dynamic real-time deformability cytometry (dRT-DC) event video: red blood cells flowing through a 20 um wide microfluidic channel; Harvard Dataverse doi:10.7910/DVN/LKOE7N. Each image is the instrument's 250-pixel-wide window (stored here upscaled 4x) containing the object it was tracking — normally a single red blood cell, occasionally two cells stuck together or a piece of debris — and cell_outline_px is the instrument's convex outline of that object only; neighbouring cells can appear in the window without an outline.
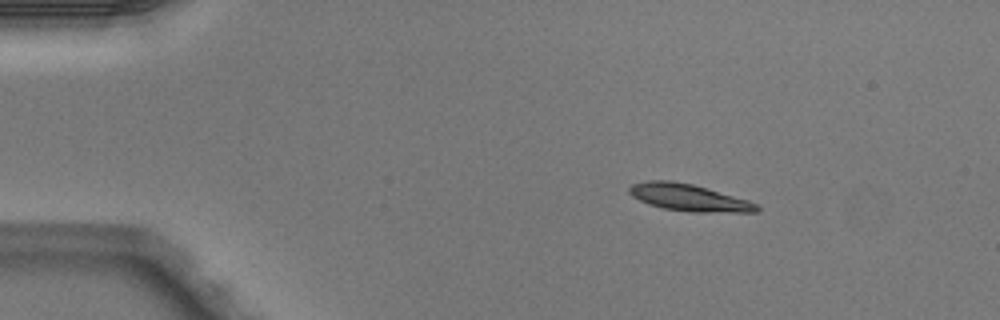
{"species": "Egyptian fruit bat (a non-hibernating species)", "species_latin": "Rousettus aegyptiacus", "temperature_condition": "warm", "stored_images_in_passage": 7, "camera_frame_rate_fps": 3000, "um_per_image_px": 0.085, "animal": {"sex": "male"}, "frame": {"image": 1, "passage_image": 2, "time_ms": 0.333, "image_size_px": [1000, 320], "cell_outline_px": [[760, 208], [756, 212], [688, 212], [664, 208], [648, 204], [632, 196], [628, 192], [628, 188], [632, 184], [648, 180], [672, 180], [692, 184], [708, 188], [748, 200], [760, 204]], "centroid_in_image_um": [58.56, 16.79], "position_along_channel_um": 26.4, "area_um2": 20.17}}
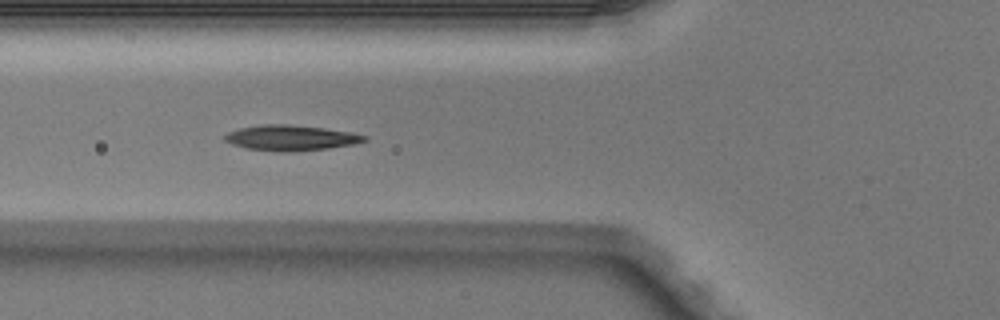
{"frame": {"image": 2, "passage_image": 5, "time_ms": 1.333, "image_size_px": [1000, 320], "cell_outline_px": [[368, 140], [356, 144], [328, 148], [284, 152], [280, 152], [248, 148], [232, 144], [224, 140], [224, 136], [228, 132], [240, 128], [260, 124], [288, 124], [324, 128], [352, 132], [368, 136]], "centroid_in_image_um": [24.75, 11.71], "position_along_channel_um": 101.0, "area_um2": 20.69}}
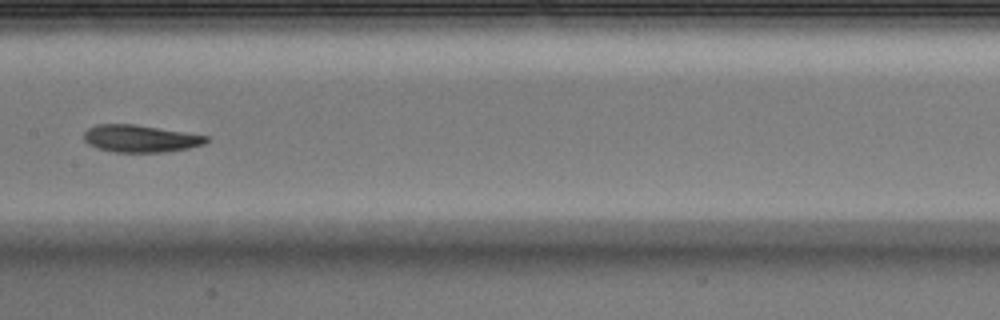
{"frame": {"image": 3, "passage_image": 7, "time_ms": 2.0, "image_size_px": [1000, 320], "cell_outline_px": [[208, 140], [204, 144], [188, 148], [164, 152], [116, 152], [96, 148], [88, 144], [84, 140], [84, 132], [88, 128], [96, 124], [136, 124], [208, 136]], "centroid_in_image_um": [11.9, 11.77], "position_along_channel_um": 195.5, "area_um2": 19.42}}